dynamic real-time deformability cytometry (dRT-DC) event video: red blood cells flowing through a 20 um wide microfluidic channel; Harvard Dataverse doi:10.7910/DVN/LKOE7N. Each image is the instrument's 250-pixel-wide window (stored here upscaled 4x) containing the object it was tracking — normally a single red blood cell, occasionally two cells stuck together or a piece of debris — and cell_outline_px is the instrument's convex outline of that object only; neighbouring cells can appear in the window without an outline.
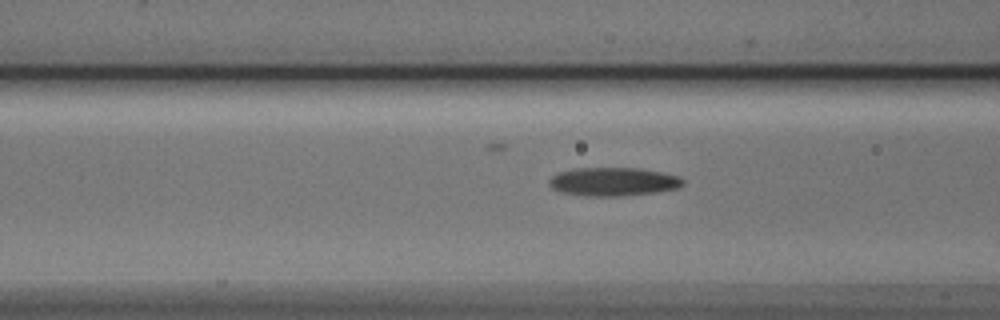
{"species": "Egyptian fruit bat (a non-hibernating species)", "species_latin": "Rousettus aegyptiacus", "temperature_condition": "cold", "stored_images_in_passage": 6, "camera_frame_rate_fps": 3000, "um_per_image_px": 0.085, "animal": {"sex": "male"}, "frame": {"image": 1, "passage_image": 4, "time_ms": 1.0, "image_size_px": [1000, 320], "cell_outline_px": [[684, 184], [676, 188], [656, 192], [620, 196], [584, 196], [560, 192], [552, 188], [548, 184], [548, 180], [552, 176], [560, 172], [576, 168], [640, 168], [680, 176], [684, 180]], "centroid_in_image_um": [52.11, 15.44], "position_along_channel_um": 114.5, "area_um2": 22.25}}